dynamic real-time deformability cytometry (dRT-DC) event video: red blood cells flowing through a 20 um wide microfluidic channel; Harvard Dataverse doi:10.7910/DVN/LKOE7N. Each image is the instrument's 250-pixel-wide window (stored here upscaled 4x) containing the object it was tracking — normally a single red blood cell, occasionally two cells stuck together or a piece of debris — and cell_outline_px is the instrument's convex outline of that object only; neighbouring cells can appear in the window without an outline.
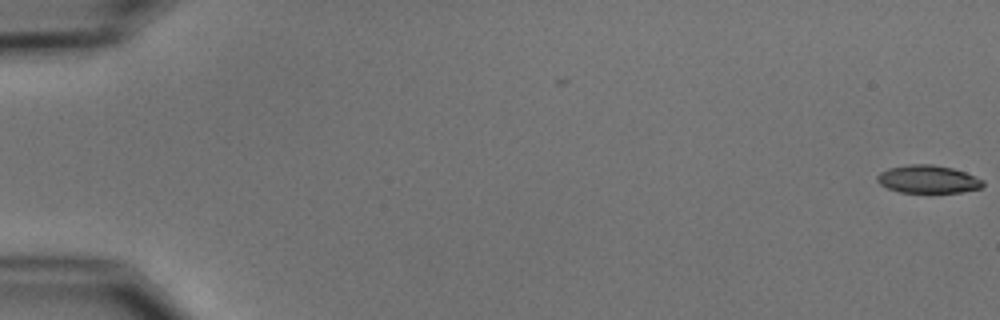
{"species": "common noctule bat (a hibernating species)", "species_latin": "Nyctalus noctula", "temperature_condition": "cold", "stored_images_in_passage": 5, "camera_frame_rate_fps": 3000, "um_per_image_px": 0.085, "animal": {"sex": "male", "body_mass_g": 15.6}, "frame": {"image": 1, "passage_image": 1, "time_ms": 0.0, "image_size_px": [1000, 320], "cell_outline_px": [[984, 184], [980, 188], [960, 192], [900, 192], [888, 188], [880, 184], [876, 180], [876, 176], [880, 172], [888, 168], [908, 164], [932, 164], [952, 168], [964, 172], [984, 180]], "centroid_in_image_um": [78.85, 15.22], "position_along_channel_um": 6.1, "area_um2": 17.11}}
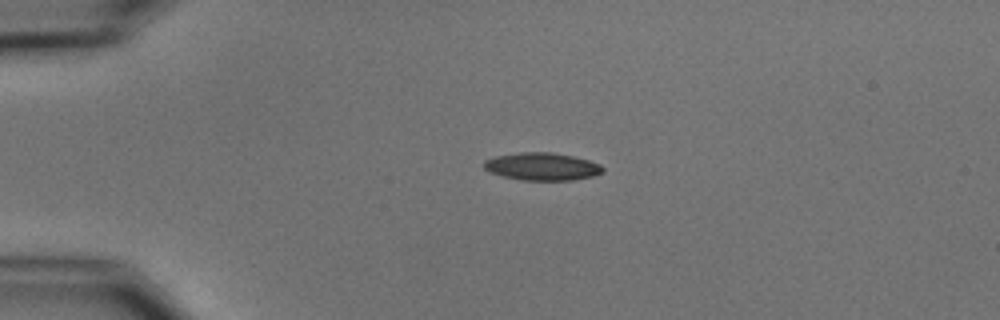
{"frame": {"image": 2, "passage_image": 4, "time_ms": 4.333, "image_size_px": [1000, 320], "cell_outline_px": [[604, 172], [592, 176], [572, 180], [524, 180], [500, 176], [488, 172], [484, 168], [484, 160], [496, 156], [520, 152], [552, 152], [572, 156], [588, 160], [600, 164], [604, 168]], "centroid_in_image_um": [46.06, 14.15], "position_along_channel_um": 38.9, "area_um2": 19.19}}